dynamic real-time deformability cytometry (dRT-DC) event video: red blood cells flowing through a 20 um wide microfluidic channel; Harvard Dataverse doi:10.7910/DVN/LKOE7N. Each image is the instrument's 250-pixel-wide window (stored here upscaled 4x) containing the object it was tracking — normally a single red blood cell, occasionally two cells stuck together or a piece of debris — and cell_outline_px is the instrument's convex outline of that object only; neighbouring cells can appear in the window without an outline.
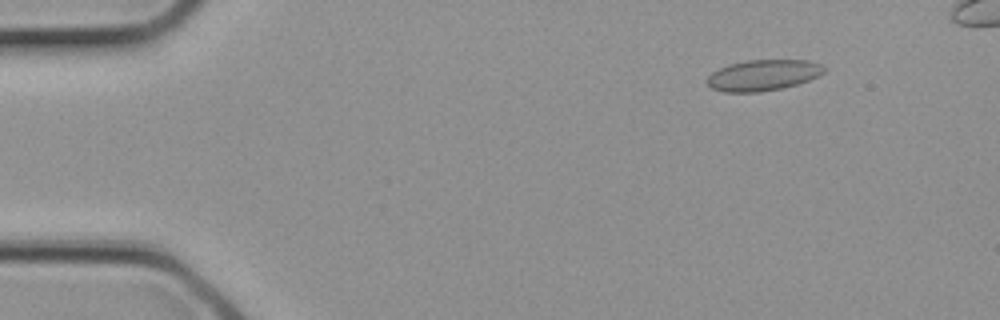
{"species": "common noctule bat (a hibernating species)", "species_latin": "Nyctalus noctula", "temperature_condition": "cold", "stored_images_in_passage": 2, "camera_frame_rate_fps": 3000, "um_per_image_px": 0.085, "animal": {"sex": "female", "body_mass_g": 21.9}, "frame": {"image": 1, "passage_image": 2, "time_ms": 0.333, "image_size_px": [1000, 320], "cell_outline_px": [[828, 68], [824, 72], [808, 80], [796, 84], [780, 88], [760, 92], [724, 92], [712, 88], [708, 84], [708, 76], [712, 72], [728, 64], [748, 60], [808, 60], [820, 64]], "centroid_in_image_um": [64.86, 6.38], "position_along_channel_um": 20.1, "area_um2": 20.92}}